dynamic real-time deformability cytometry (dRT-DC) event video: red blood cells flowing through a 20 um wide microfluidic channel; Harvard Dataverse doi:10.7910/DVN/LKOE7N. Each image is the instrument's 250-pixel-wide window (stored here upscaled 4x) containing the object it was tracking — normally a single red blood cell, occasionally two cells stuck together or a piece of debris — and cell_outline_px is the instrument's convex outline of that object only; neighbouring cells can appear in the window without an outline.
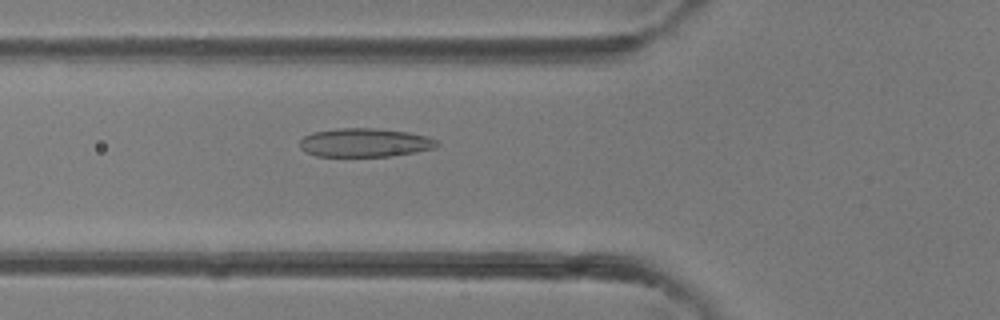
{"species": "common noctule bat (a hibernating species)", "species_latin": "Nyctalus noctula", "temperature_condition": "room temperature", "stored_images_in_passage": 41, "camera_frame_rate_fps": 3000, "um_per_image_px": 0.085, "animal": {"sex": "female"}, "frame": {"image": 1, "passage_image": 15, "time_ms": 4.667, "image_size_px": [1000, 320], "cell_outline_px": [[440, 144], [436, 148], [416, 152], [388, 156], [316, 156], [304, 152], [300, 148], [300, 140], [304, 136], [312, 132], [336, 128], [376, 128], [408, 132], [428, 136], [436, 140]], "centroid_in_image_um": [31.0, 12.12], "position_along_channel_um": 94.8, "area_um2": 23.12}}
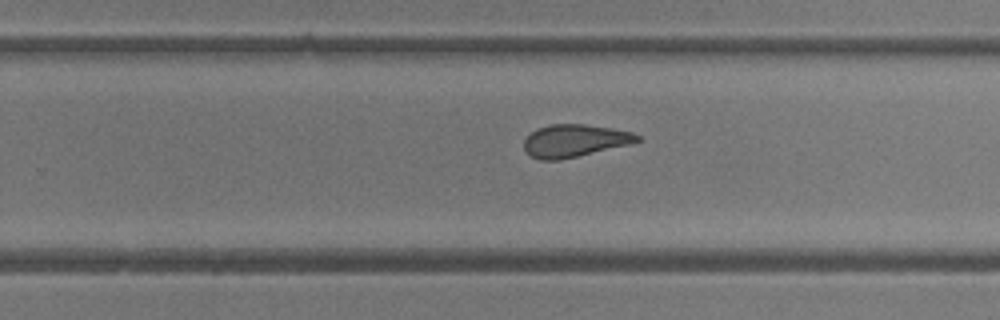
{"frame": {"image": 2, "passage_image": 26, "time_ms": 8.333, "image_size_px": [1000, 320], "cell_outline_px": [[640, 140], [628, 144], [560, 160], [540, 160], [532, 156], [524, 148], [524, 140], [536, 128], [552, 124], [584, 124], [612, 128], [632, 132], [640, 136]], "centroid_in_image_um": [48.82, 11.95], "position_along_channel_um": 281.0, "area_um2": 21.15}}
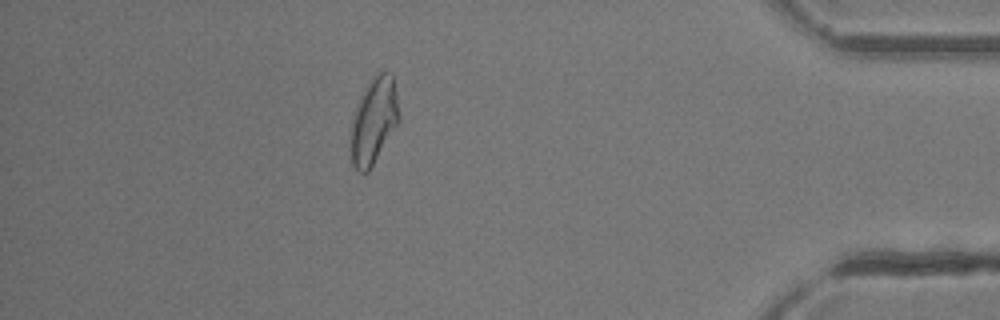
{"frame": {"image": 3, "passage_image": 36, "time_ms": 11.667, "image_size_px": [1000, 320], "cell_outline_px": [[400, 120], [368, 172], [360, 172], [352, 164], [348, 148], [348, 132], [356, 104], [368, 80], [372, 76], [380, 72], [392, 72], [396, 92], [400, 116]], "centroid_in_image_um": [31.72, 10.26], "position_along_channel_um": 403.5, "area_um2": 24.97}}